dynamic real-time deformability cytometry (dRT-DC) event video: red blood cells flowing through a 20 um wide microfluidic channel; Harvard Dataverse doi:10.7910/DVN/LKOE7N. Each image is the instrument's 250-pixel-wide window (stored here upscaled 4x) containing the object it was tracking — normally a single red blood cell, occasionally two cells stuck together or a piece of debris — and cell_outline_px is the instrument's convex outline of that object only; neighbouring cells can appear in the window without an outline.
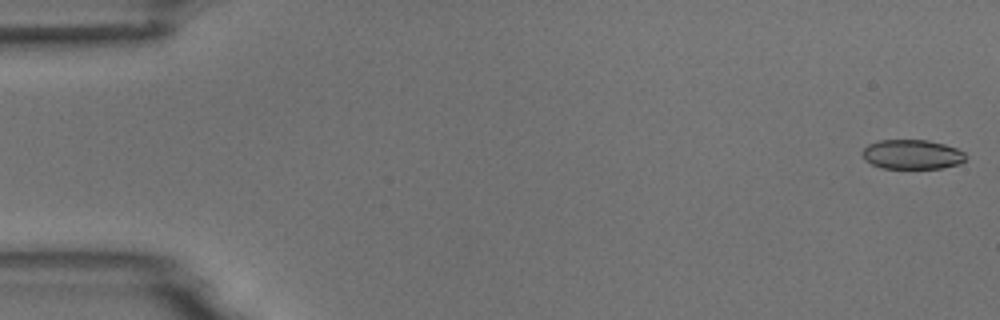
{"species": "common noctule bat (a hibernating species)", "species_latin": "Nyctalus noctula", "temperature_condition": "room temperature", "stored_images_in_passage": 5, "camera_frame_rate_fps": 3000, "um_per_image_px": 0.085, "animal": {"sex": "male", "body_mass_g": 18.8}, "frame": {"image": 1, "passage_image": 1, "time_ms": 0.0, "image_size_px": [1000, 320], "cell_outline_px": [[964, 160], [960, 164], [940, 168], [884, 168], [872, 164], [864, 160], [864, 148], [868, 144], [880, 140], [928, 140], [944, 144], [956, 148], [964, 152]], "centroid_in_image_um": [77.53, 13.12], "position_along_channel_um": 7.5, "area_um2": 17.57}}
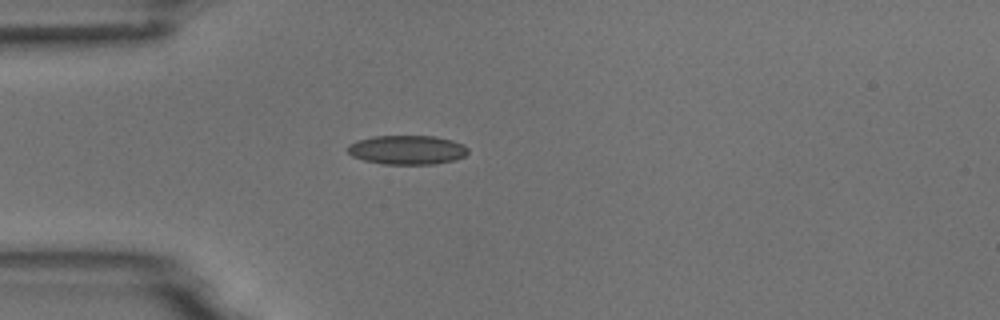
{"frame": {"image": 2, "passage_image": 5, "time_ms": 4.667, "image_size_px": [1000, 320], "cell_outline_px": [[468, 152], [464, 156], [456, 160], [436, 164], [384, 164], [364, 160], [352, 156], [348, 152], [348, 144], [356, 140], [372, 136], [436, 136], [452, 140], [464, 144], [468, 148]], "centroid_in_image_um": [34.62, 12.73], "position_along_channel_um": 50.4, "area_um2": 20.63}}